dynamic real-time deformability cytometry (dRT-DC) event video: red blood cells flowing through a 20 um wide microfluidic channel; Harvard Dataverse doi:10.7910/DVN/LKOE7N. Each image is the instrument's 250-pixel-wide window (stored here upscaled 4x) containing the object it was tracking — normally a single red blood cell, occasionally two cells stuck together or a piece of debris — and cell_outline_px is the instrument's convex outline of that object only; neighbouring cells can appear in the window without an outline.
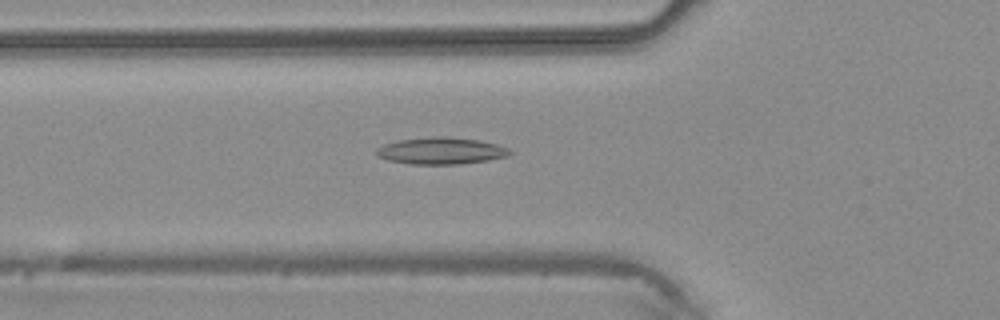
{"species": "common noctule bat (a hibernating species)", "species_latin": "Nyctalus noctula", "temperature_condition": "warm", "stored_images_in_passage": 42, "camera_frame_rate_fps": 3000, "um_per_image_px": 0.085, "animal": {"sex": "male", "body_mass_g": 20.4}, "frame": {"image": 1, "passage_image": 16, "time_ms": 5.0, "image_size_px": [1000, 320], "cell_outline_px": [[512, 152], [508, 156], [488, 160], [460, 164], [412, 164], [388, 160], [376, 156], [376, 148], [384, 144], [400, 140], [432, 136], [448, 136], [480, 140], [496, 144], [508, 148]], "centroid_in_image_um": [37.49, 12.81], "position_along_channel_um": 88.3, "area_um2": 20.92}}
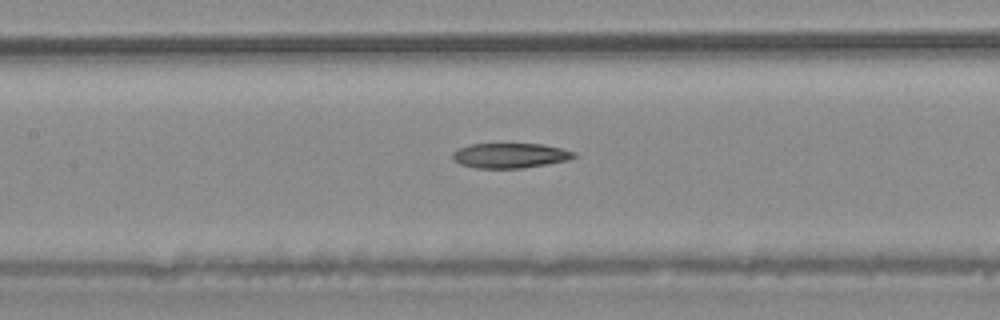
{"frame": {"image": 2, "passage_image": 21, "time_ms": 6.667, "image_size_px": [1000, 320], "cell_outline_px": [[576, 156], [568, 160], [524, 168], [476, 168], [460, 164], [452, 160], [452, 152], [468, 144], [544, 144], [564, 148], [576, 152]], "centroid_in_image_um": [43.37, 13.22], "position_along_channel_um": 164.0, "area_um2": 17.8}}
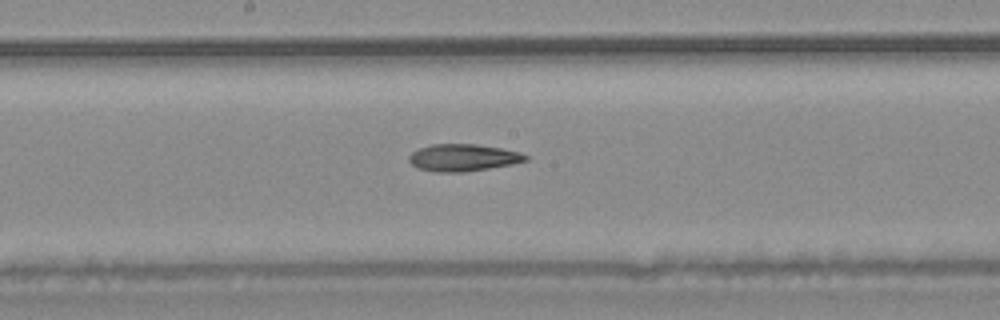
{"frame": {"image": 3, "passage_image": 24, "time_ms": 7.667, "image_size_px": [1000, 320], "cell_outline_px": [[528, 160], [512, 164], [464, 172], [436, 172], [416, 168], [408, 160], [408, 156], [412, 152], [420, 148], [432, 144], [476, 144], [500, 148], [520, 152], [528, 156]], "centroid_in_image_um": [39.34, 13.4], "position_along_channel_um": 208.9, "area_um2": 18.38}}